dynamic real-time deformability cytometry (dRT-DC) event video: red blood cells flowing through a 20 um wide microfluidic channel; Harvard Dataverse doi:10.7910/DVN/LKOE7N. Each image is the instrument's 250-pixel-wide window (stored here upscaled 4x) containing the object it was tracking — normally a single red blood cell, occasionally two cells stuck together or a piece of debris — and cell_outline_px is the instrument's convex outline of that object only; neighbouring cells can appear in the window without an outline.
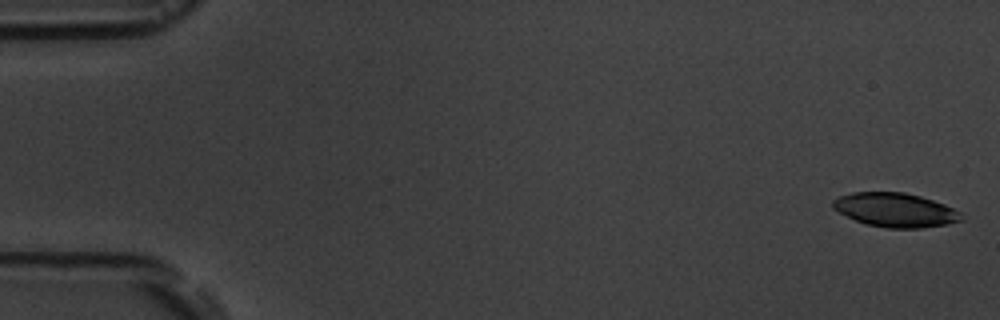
{"species": "common noctule bat (a hibernating species)", "species_latin": "Nyctalus noctula", "temperature_condition": "room temperature", "stored_images_in_passage": 6, "camera_frame_rate_fps": 3000, "um_per_image_px": 0.085, "animal": {"sex": "male", "body_mass_g": 19.5, "forearm_length_mm": 54.6}, "frame": {"image": 1, "passage_image": 1, "time_ms": 0.0, "image_size_px": [1000, 320], "cell_outline_px": [[964, 220], [944, 224], [920, 228], [888, 228], [868, 224], [856, 220], [832, 208], [832, 200], [840, 196], [852, 192], [904, 192], [920, 196], [944, 204], [960, 212]], "centroid_in_image_um": [76.09, 17.84], "position_along_channel_um": 8.9, "area_um2": 25.2}}
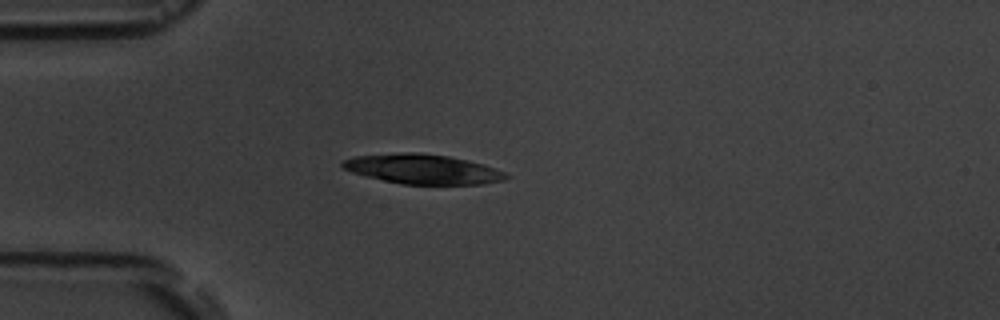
{"frame": {"image": 2, "passage_image": 5, "time_ms": 4.667, "image_size_px": [1000, 320], "cell_outline_px": [[512, 176], [504, 180], [484, 184], [400, 184], [352, 172], [344, 168], [340, 164], [344, 160], [356, 156], [400, 152], [420, 152], [448, 156], [484, 164], [496, 168]], "centroid_in_image_um": [35.98, 14.37], "position_along_channel_um": 49.0, "area_um2": 28.26}}